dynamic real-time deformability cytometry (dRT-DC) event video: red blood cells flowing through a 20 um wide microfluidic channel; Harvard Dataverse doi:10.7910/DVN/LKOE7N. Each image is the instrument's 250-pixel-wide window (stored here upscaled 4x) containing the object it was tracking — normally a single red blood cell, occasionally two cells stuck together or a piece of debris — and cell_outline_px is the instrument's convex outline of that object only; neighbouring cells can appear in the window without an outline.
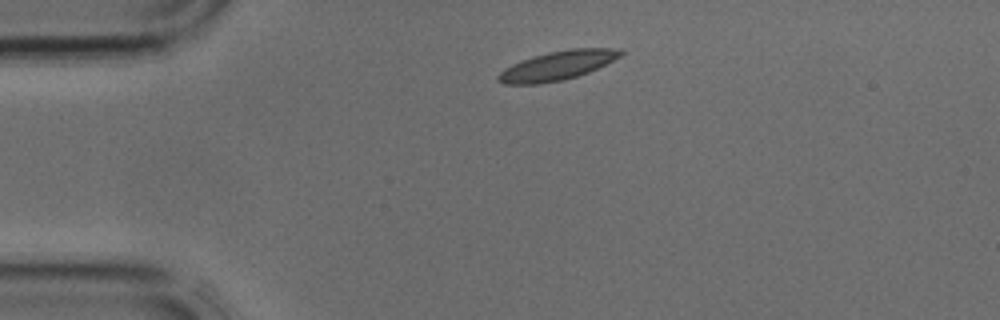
{"species": "common noctule bat (a hibernating species)", "species_latin": "Nyctalus noctula", "temperature_condition": "cold", "stored_images_in_passage": 2, "camera_frame_rate_fps": 3000, "um_per_image_px": 0.085, "animal": {"sex": "male", "body_mass_g": 17.9, "forearm_length_mm": 54.2}, "frame": {"image": 1, "passage_image": 1, "time_ms": 0.0, "image_size_px": [1000, 320], "cell_outline_px": [[624, 52], [620, 56], [588, 72], [564, 80], [536, 84], [504, 84], [496, 80], [496, 76], [504, 68], [520, 60], [548, 52], [572, 48], [612, 48]], "centroid_in_image_um": [47.3, 5.58], "position_along_channel_um": 37.7, "area_um2": 20.52}}